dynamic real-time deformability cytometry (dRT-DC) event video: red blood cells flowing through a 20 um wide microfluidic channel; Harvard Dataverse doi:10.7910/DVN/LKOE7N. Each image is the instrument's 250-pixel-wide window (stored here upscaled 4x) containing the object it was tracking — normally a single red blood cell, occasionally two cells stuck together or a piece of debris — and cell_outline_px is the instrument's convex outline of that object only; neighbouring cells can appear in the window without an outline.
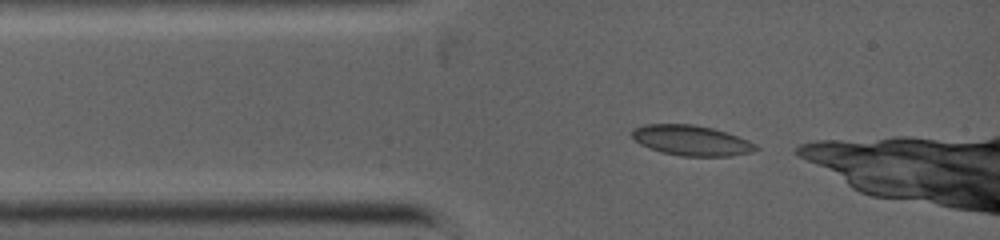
{"species": "common noctule bat (a hibernating species)", "species_latin": "Nyctalus noctula", "temperature_condition": "warm", "stored_images_in_passage": 6, "camera_frame_rate_fps": 5000, "um_per_image_px": 0.085, "animal": {"sex": "female", "body_mass_g": 19.0, "forearm_length_mm": 53.3}, "frame": {"image": 1, "passage_image": 1, "time_ms": 0.0, "image_size_px": [1000, 240], "cell_outline_px": [[760, 148], [752, 152], [732, 156], [680, 156], [660, 152], [648, 148], [640, 144], [632, 136], [632, 128], [644, 124], [692, 124], [712, 128], [748, 140], [756, 144]], "centroid_in_image_um": [58.75, 11.94], "position_along_channel_um": 26.3, "area_um2": 21.91}}
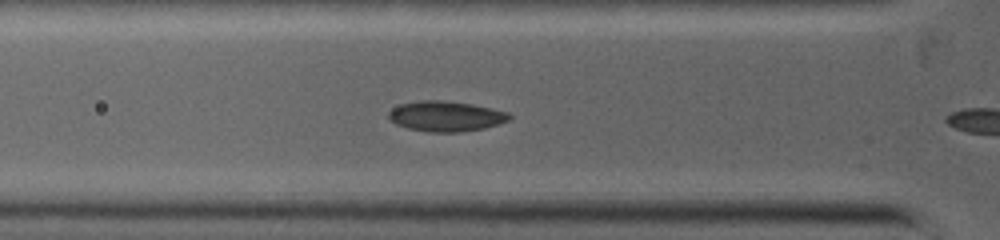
{"frame": {"image": 2, "passage_image": 5, "time_ms": 1.6, "image_size_px": [1000, 240], "cell_outline_px": [[512, 116], [508, 120], [484, 128], [460, 132], [428, 132], [408, 128], [396, 124], [388, 120], [388, 112], [392, 108], [400, 104], [420, 100], [444, 100], [472, 104], [508, 112]], "centroid_in_image_um": [37.85, 9.87], "position_along_channel_um": 88.0, "area_um2": 21.33}}